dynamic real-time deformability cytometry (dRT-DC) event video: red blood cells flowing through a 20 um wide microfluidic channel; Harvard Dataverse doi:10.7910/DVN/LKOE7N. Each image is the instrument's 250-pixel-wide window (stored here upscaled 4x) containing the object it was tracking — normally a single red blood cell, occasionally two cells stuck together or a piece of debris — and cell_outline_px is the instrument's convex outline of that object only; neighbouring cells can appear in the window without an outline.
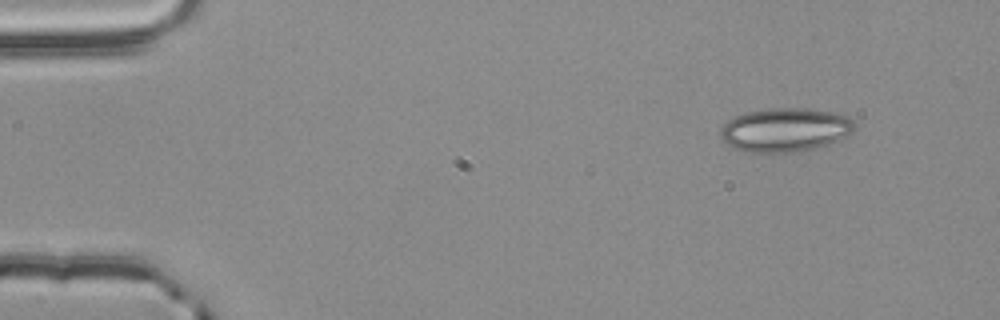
{"species": "common noctule bat (a hibernating species)", "species_latin": "Nyctalus noctula", "temperature_condition": "room temperature", "stored_images_in_passage": 4, "camera_frame_rate_fps": 3000, "um_per_image_px": 0.085, "animal": {"sex": "male", "body_mass_g": 20.4}, "frame": {"image": 1, "passage_image": 1, "time_ms": 0.0, "image_size_px": [1000, 320], "cell_outline_px": [[856, 128], [852, 132], [828, 144], [816, 148], [796, 152], [748, 152], [732, 148], [720, 136], [720, 128], [728, 120], [744, 112], [768, 108], [808, 108], [832, 112], [848, 116], [856, 124]], "centroid_in_image_um": [66.73, 11.03], "position_along_channel_um": 18.3, "area_um2": 34.33}}